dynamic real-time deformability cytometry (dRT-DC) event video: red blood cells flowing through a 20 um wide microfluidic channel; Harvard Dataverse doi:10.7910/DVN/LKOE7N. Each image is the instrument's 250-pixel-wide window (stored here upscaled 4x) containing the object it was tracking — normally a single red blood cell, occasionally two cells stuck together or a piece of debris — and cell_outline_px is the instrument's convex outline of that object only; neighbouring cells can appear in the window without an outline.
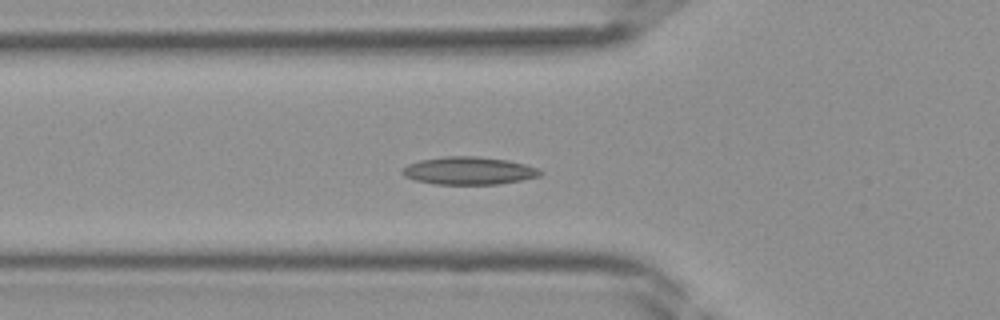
{"species": "Egyptian fruit bat (a non-hibernating species)", "species_latin": "Rousettus aegyptiacus", "temperature_condition": "room temperature", "stored_images_in_passage": 35, "camera_frame_rate_fps": 3000, "um_per_image_px": 0.085, "frame": {"image": 1, "passage_image": 7, "time_ms": 2.0, "image_size_px": [1000, 320], "cell_outline_px": [[544, 172], [540, 176], [520, 180], [496, 184], [436, 184], [416, 180], [404, 176], [400, 172], [400, 168], [408, 164], [420, 160], [444, 156], [476, 156], [508, 160], [540, 168]], "centroid_in_image_um": [39.84, 14.5], "position_along_channel_um": 86.0, "area_um2": 22.37}}
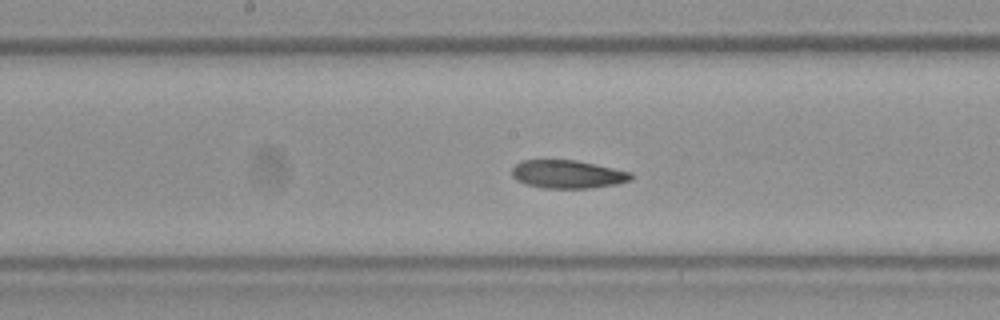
{"frame": {"image": 2, "passage_image": 14, "time_ms": 4.333, "image_size_px": [1000, 320], "cell_outline_px": [[632, 180], [616, 184], [592, 188], [544, 188], [524, 184], [516, 180], [512, 176], [512, 168], [520, 160], [576, 160], [632, 172]], "centroid_in_image_um": [48.23, 14.81], "position_along_channel_um": 200.0, "area_um2": 19.65}}
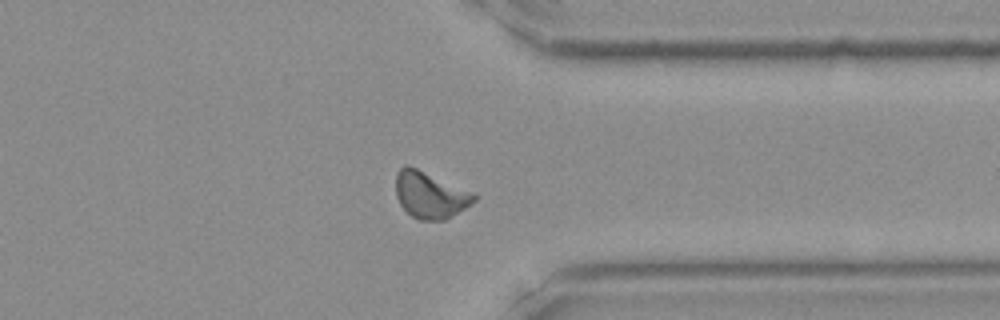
{"frame": {"image": 3, "passage_image": 25, "time_ms": 8.0, "image_size_px": [1000, 320], "cell_outline_px": [[476, 200], [464, 208], [444, 220], [420, 220], [412, 216], [400, 204], [396, 196], [396, 172], [404, 164], [408, 164], [476, 192]], "centroid_in_image_um": [36.56, 16.53], "position_along_channel_um": 374.8, "area_um2": 21.44}}